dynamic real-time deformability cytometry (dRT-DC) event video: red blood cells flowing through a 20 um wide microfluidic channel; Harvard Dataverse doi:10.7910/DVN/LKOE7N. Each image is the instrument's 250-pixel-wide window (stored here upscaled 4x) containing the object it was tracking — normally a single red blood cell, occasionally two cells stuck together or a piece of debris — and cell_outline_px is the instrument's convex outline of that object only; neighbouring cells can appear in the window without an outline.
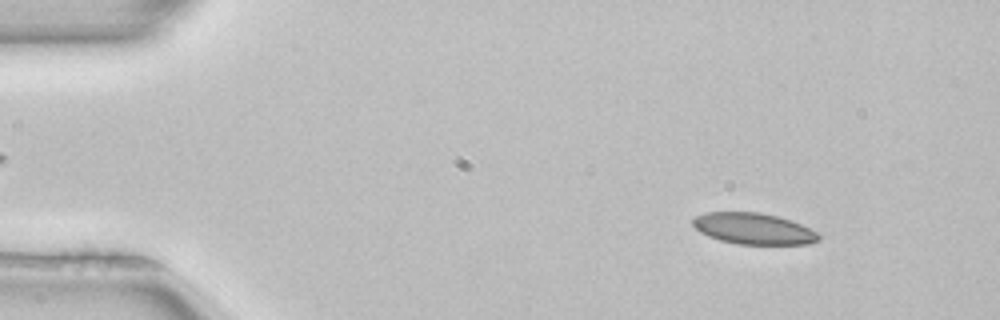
{"species": "common noctule bat (a hibernating species)", "species_latin": "Nyctalus noctula", "temperature_condition": "room temperature", "stored_images_in_passage": 24, "camera_frame_rate_fps": 3000, "um_per_image_px": 0.085, "animal": {"sex": "female", "body_mass_g": 22.7, "forearm_length_mm": 54.2}, "frame": {"image": 1, "passage_image": 6, "time_ms": 1.667, "image_size_px": [1000, 320], "cell_outline_px": [[820, 240], [808, 244], [736, 244], [720, 240], [708, 236], [700, 232], [692, 224], [692, 220], [696, 216], [704, 212], [760, 212], [776, 216], [800, 224], [820, 232]], "centroid_in_image_um": [64.06, 19.44], "position_along_channel_um": 20.9, "area_um2": 22.95}}
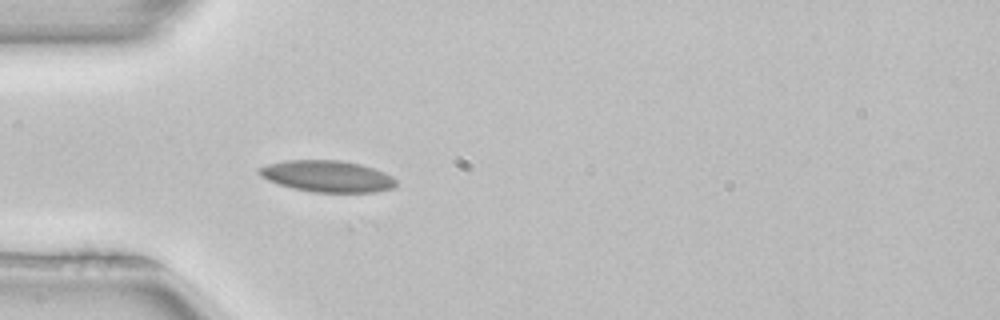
{"frame": {"image": 2, "passage_image": 15, "time_ms": 4.667, "image_size_px": [1000, 320], "cell_outline_px": [[396, 184], [392, 188], [376, 192], [312, 192], [292, 188], [268, 180], [260, 176], [256, 172], [256, 168], [268, 164], [284, 160], [340, 160], [360, 164], [384, 172], [392, 176], [396, 180]], "centroid_in_image_um": [27.78, 14.98], "position_along_channel_um": 57.2, "area_um2": 25.2}}